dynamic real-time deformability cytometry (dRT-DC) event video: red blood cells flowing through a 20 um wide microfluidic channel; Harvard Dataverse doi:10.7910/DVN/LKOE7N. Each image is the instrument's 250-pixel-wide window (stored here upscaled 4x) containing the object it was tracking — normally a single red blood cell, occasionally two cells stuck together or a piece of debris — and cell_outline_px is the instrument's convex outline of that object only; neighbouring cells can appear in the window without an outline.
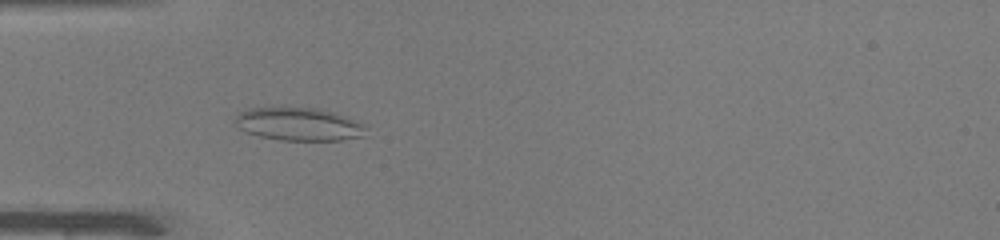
{"species": "common noctule bat (a hibernating species)", "species_latin": "Nyctalus noctula", "temperature_condition": "warm", "stored_images_in_passage": 50, "camera_frame_rate_fps": 3000, "um_per_image_px": 0.085, "animal": {"sex": "male", "body_mass_g": 19.0, "forearm_length_mm": 50.8}, "frame": {"image": 1, "passage_image": 16, "time_ms": 5.0, "image_size_px": [1000, 240], "cell_outline_px": [[368, 124], [364, 136], [340, 140], [280, 140], [260, 136], [244, 132], [236, 124], [236, 116], [240, 112], [248, 108], [316, 108], [332, 112]], "centroid_in_image_um": [25.43, 10.56], "position_along_channel_um": 59.6, "area_um2": 25.09}}
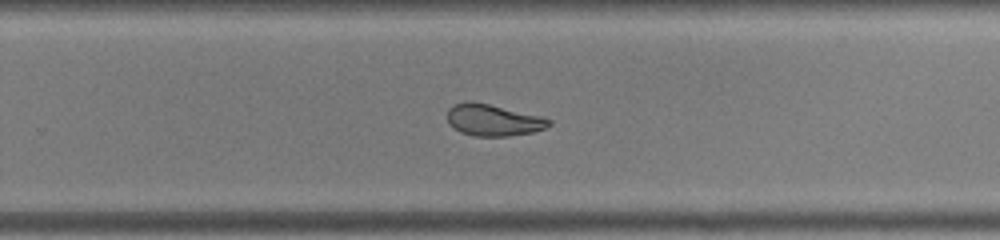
{"frame": {"image": 2, "passage_image": 33, "time_ms": 10.667, "image_size_px": [1000, 240], "cell_outline_px": [[552, 124], [544, 128], [532, 132], [508, 136], [476, 136], [460, 132], [452, 128], [448, 124], [448, 108], [452, 104], [488, 104], [540, 116], [552, 120]], "centroid_in_image_um": [41.93, 10.24], "position_along_channel_um": 287.9, "area_um2": 18.21}}
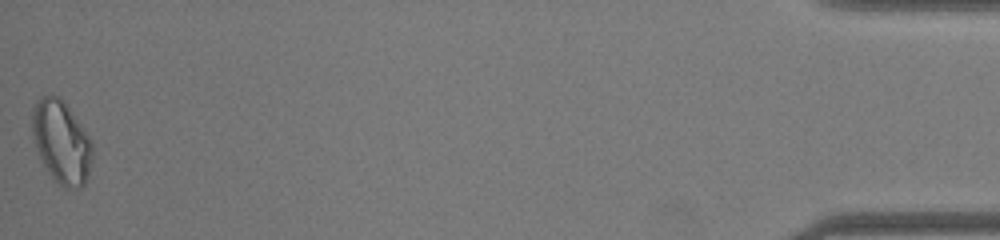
{"frame": {"image": 3, "passage_image": 50, "time_ms": 16.333, "image_size_px": [1000, 240], "cell_outline_px": [[92, 160], [88, 176], [84, 184], [80, 188], [64, 188], [48, 172], [40, 160], [32, 132], [32, 108], [36, 100], [40, 96], [60, 96], [92, 140]], "centroid_in_image_um": [5.22, 12.07], "position_along_channel_um": 430.0, "area_um2": 29.02}, "authors_computed_cell_mechanics": {"area_um2": 23.1489, "velocity_mm_per_s": 4.1028, "shape_relaxation_time_tau1_ms": null, "shape_relaxation_time_tau2_ms": 1.701, "deformation_change_tau1": null, "deformation_change_tau2": 0.0679}}